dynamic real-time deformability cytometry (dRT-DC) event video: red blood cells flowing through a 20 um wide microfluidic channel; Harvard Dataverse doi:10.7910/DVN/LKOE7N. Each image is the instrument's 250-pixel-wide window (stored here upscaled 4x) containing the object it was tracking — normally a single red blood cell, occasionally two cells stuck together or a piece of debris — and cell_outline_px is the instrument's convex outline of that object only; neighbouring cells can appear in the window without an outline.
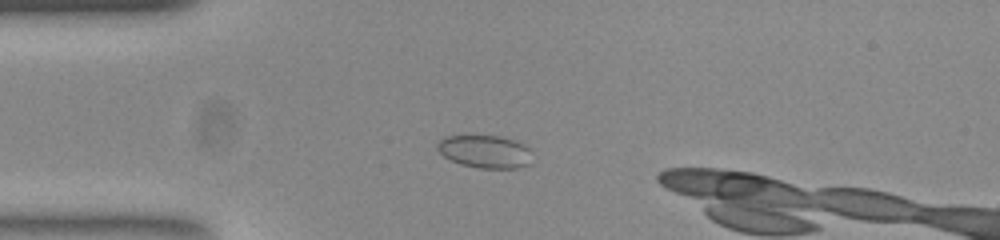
{"species": "common noctule bat (a hibernating species)", "species_latin": "Nyctalus noctula", "temperature_condition": "room temperature", "stored_images_in_passage": 25, "camera_frame_rate_fps": 3000, "um_per_image_px": 0.085, "animal": {"sex": "female", "body_mass_g": 23.0, "forearm_length_mm": 53.4}, "frame": {"image": 1, "passage_image": 5, "time_ms": 1.333, "image_size_px": [1000, 240], "cell_outline_px": [[528, 164], [512, 168], [480, 168], [464, 164], [452, 160], [444, 156], [440, 152], [440, 140], [448, 136], [496, 136], [520, 144], [524, 148]], "centroid_in_image_um": [41.12, 12.89], "position_along_channel_um": 43.9, "area_um2": 16.7}}
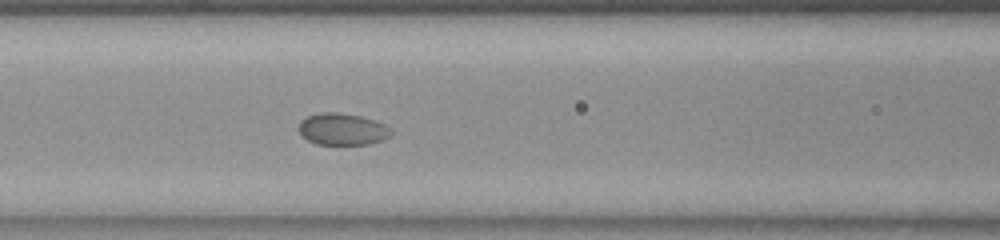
{"frame": {"image": 2, "passage_image": 14, "time_ms": 4.333, "image_size_px": [1000, 240], "cell_outline_px": [[392, 132], [388, 136], [380, 140], [368, 144], [316, 144], [308, 140], [300, 132], [300, 124], [308, 116], [320, 112], [336, 112], [360, 116], [372, 120], [388, 128]], "centroid_in_image_um": [29.07, 10.98], "position_along_channel_um": 137.5, "area_um2": 16.47}}
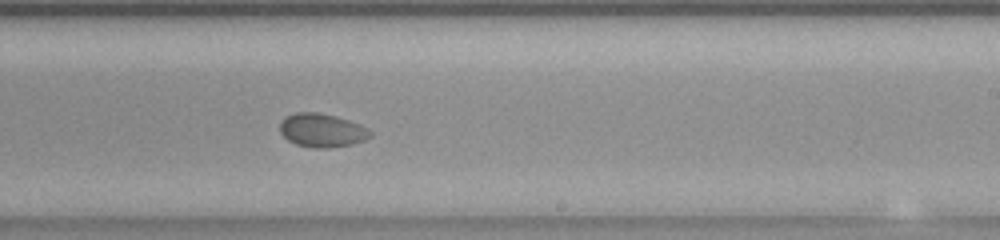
{"frame": {"image": 3, "passage_image": 24, "time_ms": 7.667, "image_size_px": [1000, 240], "cell_outline_px": [[372, 132], [364, 140], [352, 144], [328, 148], [312, 148], [296, 144], [288, 140], [280, 132], [280, 124], [288, 116], [296, 112], [316, 112], [348, 120]], "centroid_in_image_um": [27.32, 11.1], "position_along_channel_um": 261.7, "area_um2": 17.17}}